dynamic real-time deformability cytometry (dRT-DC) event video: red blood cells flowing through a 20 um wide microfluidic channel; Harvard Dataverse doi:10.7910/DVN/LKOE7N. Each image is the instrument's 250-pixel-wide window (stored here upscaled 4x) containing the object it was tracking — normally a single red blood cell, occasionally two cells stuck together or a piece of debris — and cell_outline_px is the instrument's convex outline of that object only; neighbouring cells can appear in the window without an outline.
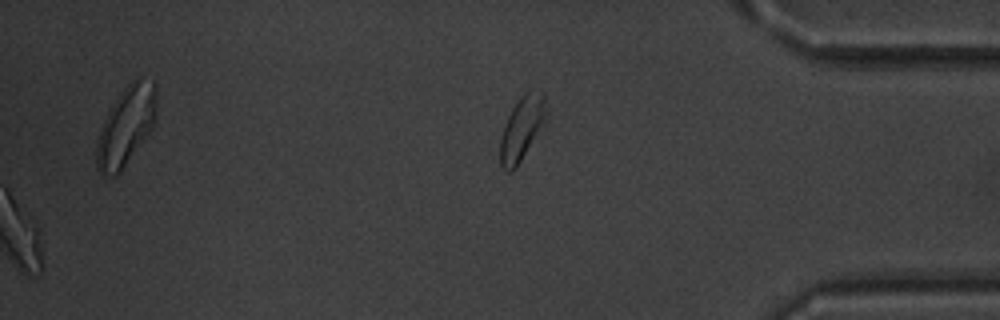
{"species": "common noctule bat (a hibernating species)", "species_latin": "Nyctalus noctula", "temperature_condition": "warm", "stored_images_in_passage": 48, "segment_of_instrument_passage": [2, 2], "camera_frame_rate_fps": 3000, "um_per_image_px": 0.085, "animal": {"sex": "male", "body_mass_g": 20.1, "forearm_length_mm": 53.5}, "frame": {"image": 1, "passage_image": 48, "time_ms": 15.667, "image_size_px": [1000, 320], "cell_outline_px": [[548, 120], [516, 168], [512, 172], [504, 172], [500, 164], [500, 140], [504, 124], [512, 108], [520, 96], [524, 92], [544, 92], [548, 108]], "centroid_in_image_um": [44.4, 10.92], "position_along_channel_um": 390.8, "area_um2": 17.69}}